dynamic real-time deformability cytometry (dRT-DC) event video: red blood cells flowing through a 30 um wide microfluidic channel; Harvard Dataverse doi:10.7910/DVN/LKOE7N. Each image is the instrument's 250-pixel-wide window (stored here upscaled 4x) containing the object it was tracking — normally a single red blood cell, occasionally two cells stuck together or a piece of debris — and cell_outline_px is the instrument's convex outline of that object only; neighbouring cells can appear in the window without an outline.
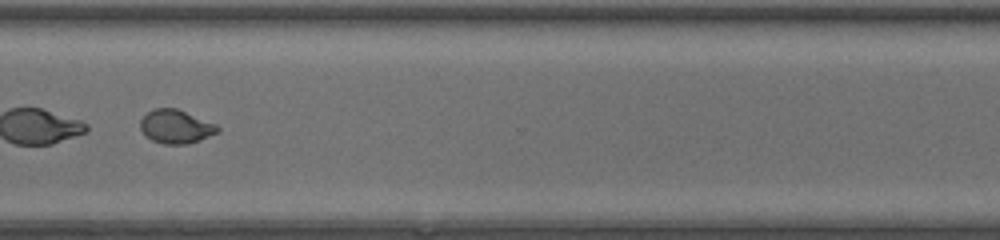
{"species": "common noctule bat (a hibernating species)", "species_latin": "Nyctalus noctula", "temperature_condition": "room temperature", "stored_images_in_passage": 52, "segment_of_instrument_passage": [2, 2], "camera_frame_rate_fps": 3000, "um_per_image_px": 0.085, "animal": {"sex": "female", "body_mass_g": 20.0, "forearm_length_mm": 54.0}, "frame": {"image": 1, "passage_image": 42, "time_ms": 13.667, "image_size_px": [1000, 240], "cell_outline_px": [[220, 132], [200, 140], [188, 144], [164, 144], [152, 140], [140, 128], [140, 120], [148, 112], [156, 108], [176, 108], [216, 124], [220, 128]], "centroid_in_image_um": [14.98, 10.77], "position_along_channel_um": 355.6, "area_um2": 15.03}}